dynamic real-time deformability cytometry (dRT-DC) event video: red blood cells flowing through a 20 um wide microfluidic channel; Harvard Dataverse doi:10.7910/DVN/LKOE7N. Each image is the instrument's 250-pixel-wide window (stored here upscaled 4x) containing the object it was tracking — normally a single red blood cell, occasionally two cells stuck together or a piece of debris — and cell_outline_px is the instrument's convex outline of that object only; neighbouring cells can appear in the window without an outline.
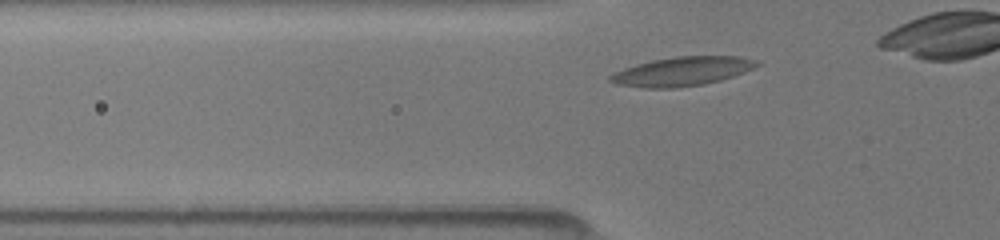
{"species": "common noctule bat (a hibernating species)", "species_latin": "Nyctalus noctula", "temperature_condition": "room temperature", "stored_images_in_passage": 12, "camera_frame_rate_fps": 3000, "um_per_image_px": 0.085, "animal": {"sex": "female", "body_mass_g": 19.5, "forearm_length_mm": 54.1}, "frame": {"image": 1, "passage_image": 3, "time_ms": 0.667, "image_size_px": [1000, 240], "cell_outline_px": [[760, 64], [744, 72], [720, 80], [704, 84], [676, 88], [644, 88], [616, 84], [608, 80], [608, 76], [624, 68], [636, 64], [652, 60], [676, 56], [740, 56], [760, 60]], "centroid_in_image_um": [57.98, 6.06], "position_along_channel_um": 67.8, "area_um2": 24.85}}
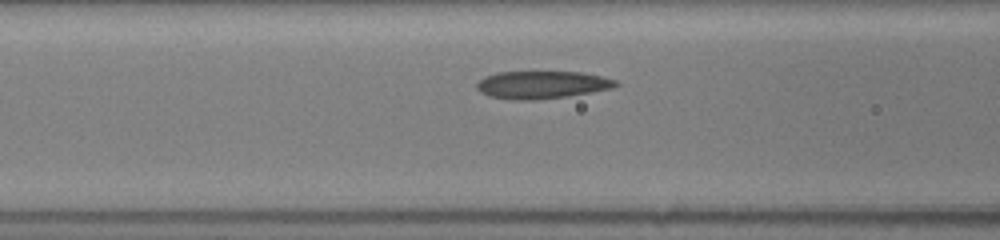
{"frame": {"image": 2, "passage_image": 6, "time_ms": 2.0, "image_size_px": [1000, 240], "cell_outline_px": [[620, 84], [612, 88], [592, 92], [568, 96], [540, 100], [512, 100], [488, 96], [480, 92], [476, 88], [476, 84], [484, 76], [500, 72], [580, 72], [600, 76], [616, 80]], "centroid_in_image_um": [46.04, 7.22], "position_along_channel_um": 120.6, "area_um2": 22.48}}
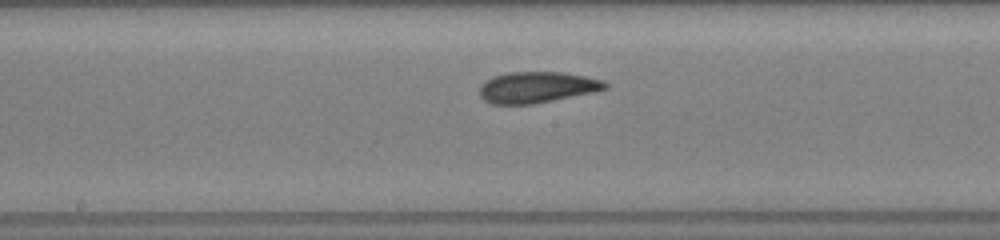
{"frame": {"image": 3, "passage_image": 10, "time_ms": 4.0, "image_size_px": [1000, 240], "cell_outline_px": [[608, 88], [592, 92], [532, 104], [492, 104], [484, 100], [480, 96], [480, 84], [492, 76], [508, 72], [560, 72], [584, 76], [604, 80], [608, 84]], "centroid_in_image_um": [45.61, 7.41], "position_along_channel_um": 202.6, "area_um2": 22.66}}